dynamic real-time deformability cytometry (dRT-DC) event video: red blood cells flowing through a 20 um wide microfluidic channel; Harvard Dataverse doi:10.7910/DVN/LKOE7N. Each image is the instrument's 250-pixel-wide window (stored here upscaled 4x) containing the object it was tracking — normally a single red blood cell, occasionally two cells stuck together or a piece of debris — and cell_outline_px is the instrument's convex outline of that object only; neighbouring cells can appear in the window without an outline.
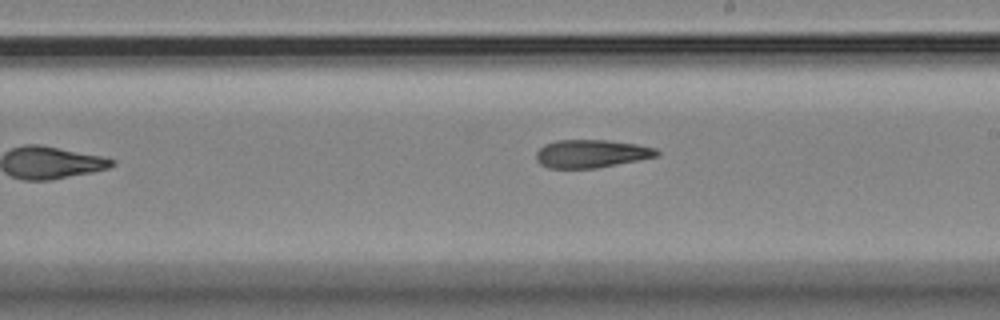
{"species": "Egyptian fruit bat (a non-hibernating species)", "species_latin": "Rousettus aegyptiacus", "temperature_condition": "room temperature", "stored_images_in_passage": 16, "camera_frame_rate_fps": 3000, "um_per_image_px": 0.085, "animal": {"sex": "female"}, "frame": {"image": 1, "passage_image": 10, "time_ms": 11.333, "image_size_px": [1000, 320], "cell_outline_px": [[660, 156], [596, 168], [548, 168], [540, 164], [536, 160], [536, 152], [544, 144], [556, 140], [608, 140], [636, 144], [656, 148], [660, 152]], "centroid_in_image_um": [50.27, 13.06], "position_along_channel_um": 238.7, "area_um2": 19.83}}
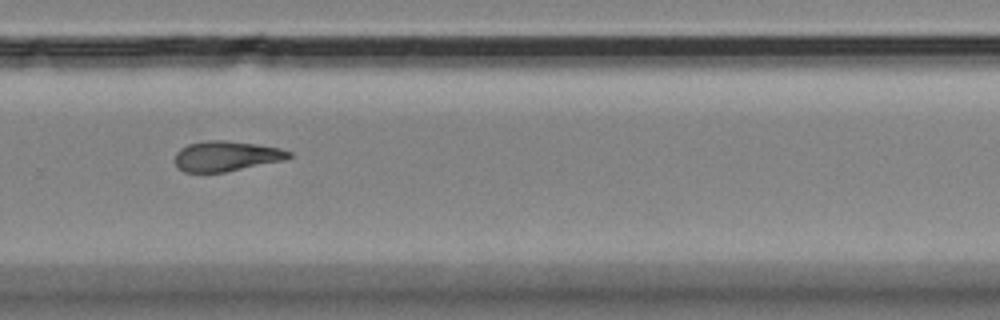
{"frame": {"image": 2, "passage_image": 12, "time_ms": 13.333, "image_size_px": [1000, 320], "cell_outline_px": [[292, 156], [284, 160], [224, 172], [184, 172], [176, 164], [176, 152], [180, 148], [188, 144], [204, 140], [224, 140], [256, 144], [280, 148], [292, 152]], "centroid_in_image_um": [19.24, 13.26], "position_along_channel_um": 310.6, "area_um2": 19.94}}